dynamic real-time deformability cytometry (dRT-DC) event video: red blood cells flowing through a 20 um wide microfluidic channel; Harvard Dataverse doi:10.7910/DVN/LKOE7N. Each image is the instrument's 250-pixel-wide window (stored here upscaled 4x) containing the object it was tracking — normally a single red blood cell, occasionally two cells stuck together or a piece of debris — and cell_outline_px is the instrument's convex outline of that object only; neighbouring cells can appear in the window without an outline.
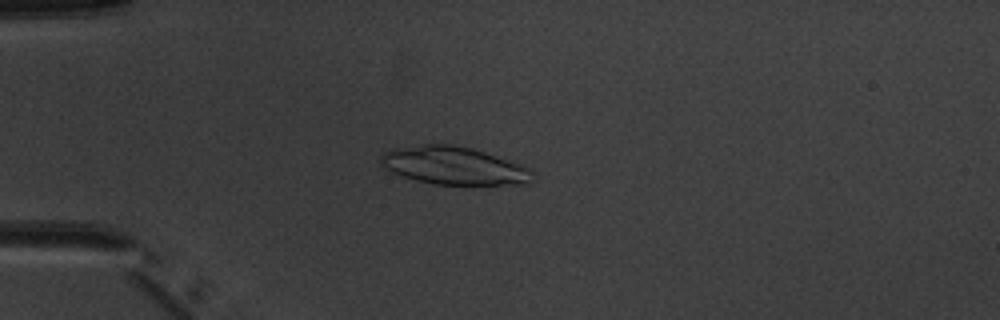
{"species": "common noctule bat (a hibernating species)", "species_latin": "Nyctalus noctula", "temperature_condition": "warm", "stored_images_in_passage": 7, "camera_frame_rate_fps": 3000, "um_per_image_px": 0.085, "animal": {"sex": "male", "body_mass_g": 20.1, "forearm_length_mm": 53.5}, "frame": {"image": 1, "passage_image": 5, "time_ms": 4.667, "image_size_px": [1000, 320], "cell_outline_px": [[532, 172], [528, 184], [432, 184], [400, 176], [392, 172], [380, 164], [380, 156], [384, 152], [392, 148], [424, 144], [452, 144], [472, 148], [520, 164], [528, 168]], "centroid_in_image_um": [38.5, 14.07], "position_along_channel_um": 46.5, "area_um2": 33.29}}
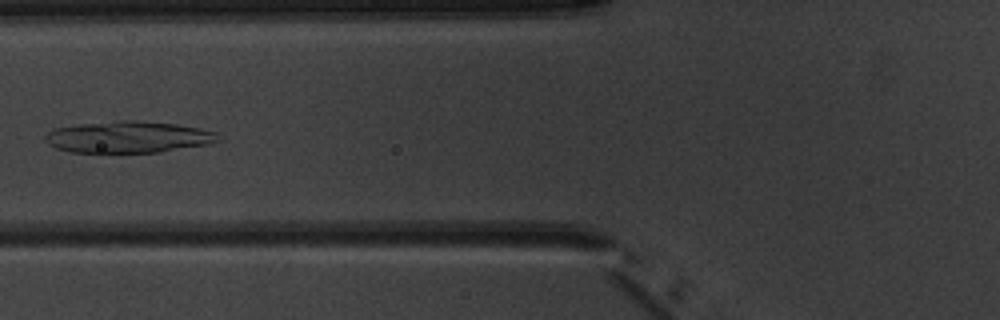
{"frame": {"image": 2, "passage_image": 7, "time_ms": 7.0, "image_size_px": [1000, 320], "cell_outline_px": [[216, 140], [212, 144], [160, 152], [72, 152], [56, 148], [48, 144], [44, 140], [44, 136], [48, 132], [56, 128], [80, 124], [120, 120], [136, 120], [176, 124], [200, 128], [216, 132]], "centroid_in_image_um": [10.89, 11.65], "position_along_channel_um": 114.9, "area_um2": 31.73}}